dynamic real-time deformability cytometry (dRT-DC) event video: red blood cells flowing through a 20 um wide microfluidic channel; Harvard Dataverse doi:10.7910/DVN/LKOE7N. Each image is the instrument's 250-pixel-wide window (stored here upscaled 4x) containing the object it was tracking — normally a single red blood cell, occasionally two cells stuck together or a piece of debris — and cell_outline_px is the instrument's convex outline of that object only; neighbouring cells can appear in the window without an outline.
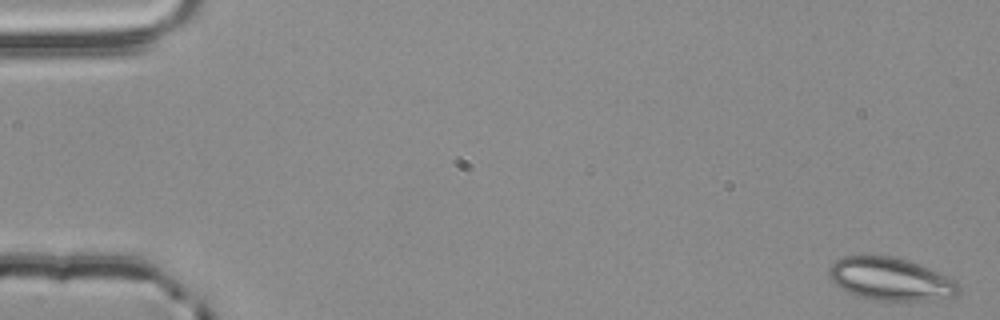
{"species": "common noctule bat (a hibernating species)", "species_latin": "Nyctalus noctula", "temperature_condition": "room temperature", "stored_images_in_passage": 4, "camera_frame_rate_fps": 3000, "um_per_image_px": 0.085, "animal": {"sex": "male", "body_mass_g": 20.4}, "frame": {"image": 1, "passage_image": 1, "time_ms": 0.0, "image_size_px": [1000, 320], "cell_outline_px": [[960, 288], [952, 296], [940, 304], [880, 300], [860, 296], [848, 292], [836, 284], [832, 280], [828, 272], [828, 268], [840, 256], [892, 256], [908, 260], [940, 272], [956, 280]], "centroid_in_image_um": [75.81, 23.76], "position_along_channel_um": 9.2, "area_um2": 33.12}}